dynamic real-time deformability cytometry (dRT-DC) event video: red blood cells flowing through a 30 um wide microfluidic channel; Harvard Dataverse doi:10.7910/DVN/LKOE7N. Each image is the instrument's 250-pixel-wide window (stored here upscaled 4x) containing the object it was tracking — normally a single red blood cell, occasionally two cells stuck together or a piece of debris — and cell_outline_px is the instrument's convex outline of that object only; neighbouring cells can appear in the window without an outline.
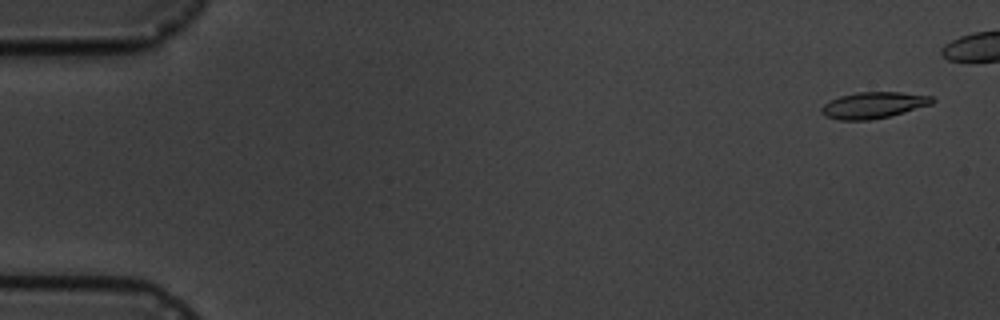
{"species": "common noctule bat (a hibernating species)", "species_latin": "Nyctalus noctula", "temperature_condition": "cold", "stored_images_in_passage": 12, "camera_frame_rate_fps": 3000, "um_per_image_px": 0.085, "animal": {"sex": "male", "body_mass_g": 19.5, "forearm_length_mm": 54.6}, "frame": {"image": 1, "passage_image": 1, "time_ms": 0.0, "image_size_px": [1000, 320], "cell_outline_px": [[936, 100], [932, 104], [904, 112], [888, 116], [868, 120], [840, 120], [824, 116], [820, 112], [820, 108], [824, 104], [840, 96], [856, 92], [900, 92], [932, 96]], "centroid_in_image_um": [74.23, 8.93], "position_along_channel_um": 10.8, "area_um2": 16.94}}
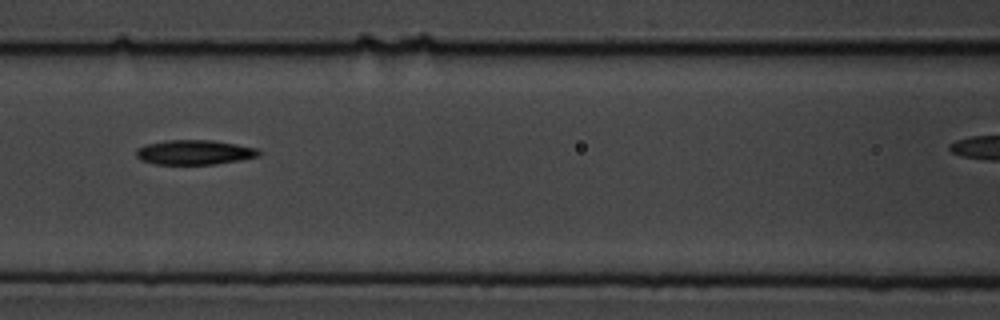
{"frame": {"image": 2, "passage_image": 7, "time_ms": 7.667, "image_size_px": [1000, 320], "cell_outline_px": [[260, 156], [240, 160], [216, 164], [152, 164], [140, 160], [136, 156], [136, 148], [148, 144], [168, 140], [212, 140], [236, 144], [256, 148], [260, 152]], "centroid_in_image_um": [16.51, 12.95], "position_along_channel_um": 150.1, "area_um2": 17.63}}
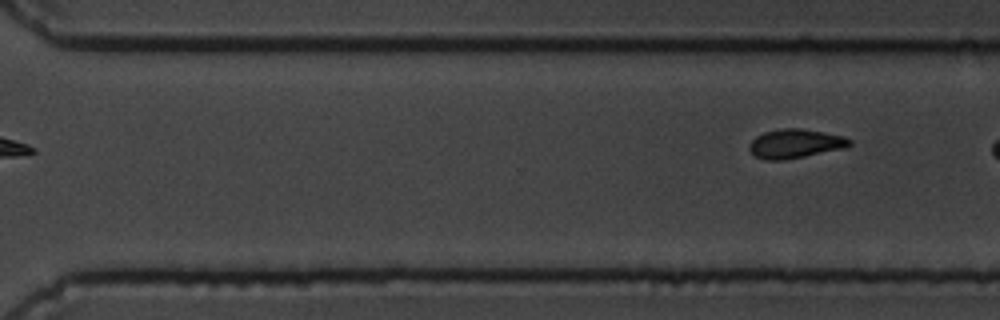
{"frame": {"image": 3, "passage_image": 12, "time_ms": 14.0, "image_size_px": [1000, 320], "cell_outline_px": [[852, 144], [844, 148], [784, 160], [764, 160], [752, 156], [748, 148], [748, 144], [756, 136], [764, 132], [780, 128], [800, 128], [824, 132], [844, 136], [852, 140]], "centroid_in_image_um": [67.55, 12.21], "position_along_channel_um": 303.1, "area_um2": 17.17}}